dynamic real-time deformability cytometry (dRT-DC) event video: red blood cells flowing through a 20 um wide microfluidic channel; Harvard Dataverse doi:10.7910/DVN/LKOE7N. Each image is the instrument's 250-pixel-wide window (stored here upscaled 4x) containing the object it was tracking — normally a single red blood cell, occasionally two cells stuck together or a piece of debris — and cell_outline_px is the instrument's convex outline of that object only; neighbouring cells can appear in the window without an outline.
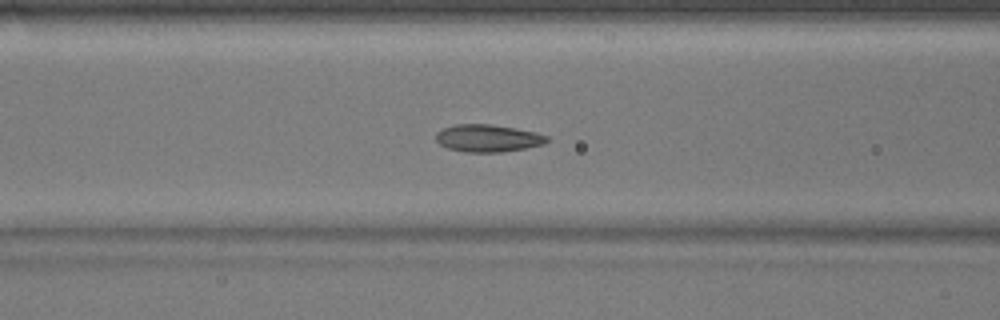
{"species": "common noctule bat (a hibernating species)", "species_latin": "Nyctalus noctula", "temperature_condition": "warm", "stored_images_in_passage": 50, "camera_frame_rate_fps": 3000, "um_per_image_px": 0.085, "animal": {"sex": "male", "body_mass_g": 17.9}, "frame": {"image": 1, "passage_image": 19, "time_ms": 6.0, "image_size_px": [1000, 320], "cell_outline_px": [[548, 140], [544, 144], [524, 148], [500, 152], [464, 152], [448, 148], [440, 144], [436, 140], [436, 132], [444, 128], [456, 124], [488, 124], [536, 132], [548, 136]], "centroid_in_image_um": [41.45, 11.75], "position_along_channel_um": 125.2, "area_um2": 17.51}}
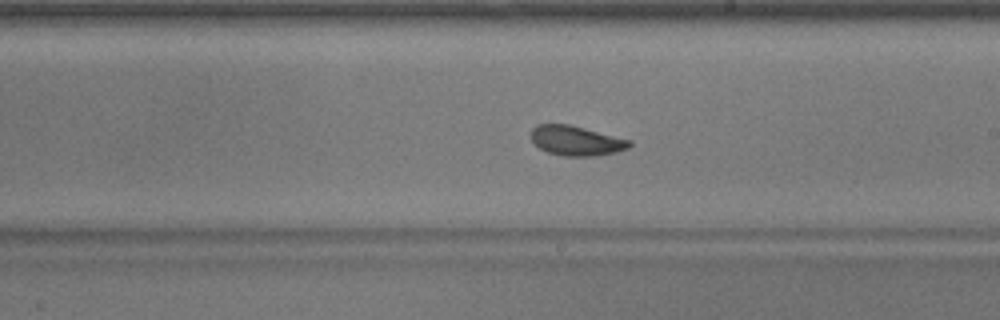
{"frame": {"image": 2, "passage_image": 28, "time_ms": 9.0, "image_size_px": [1000, 320], "cell_outline_px": [[632, 144], [628, 148], [616, 152], [596, 156], [564, 156], [548, 152], [540, 148], [532, 140], [532, 128], [536, 124], [568, 124], [632, 140]], "centroid_in_image_um": [49.0, 11.96], "position_along_channel_um": 240.0, "area_um2": 16.99}}
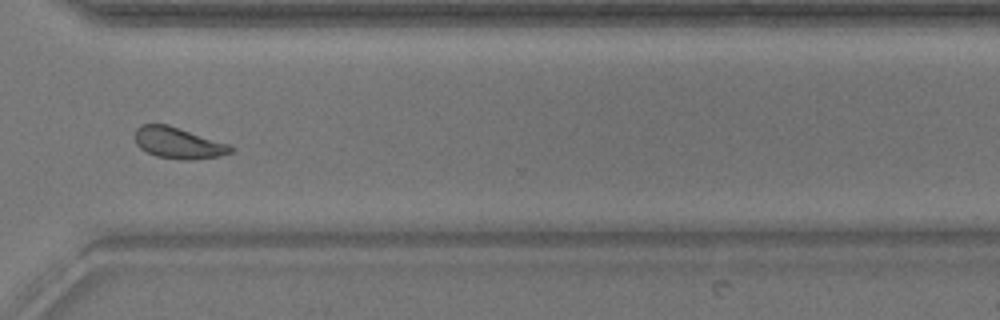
{"frame": {"image": 3, "passage_image": 37, "time_ms": 12.0, "image_size_px": [1000, 320], "cell_outline_px": [[236, 148], [232, 152], [220, 156], [192, 160], [180, 160], [156, 156], [140, 148], [136, 144], [136, 128], [140, 124], [168, 124], [228, 144]], "centroid_in_image_um": [15.16, 12.16], "position_along_channel_um": 355.4, "area_um2": 17.46}, "authors_computed_cell_mechanics": {"area_um2": 17.9758, "velocity_mm_per_s": 3.8355, "shape_relaxation_time_tau1_ms": 2.9778, "shape_relaxation_time_tau2_ms": 1.4771, "deformation_change_tau1": 0.1118, "deformation_change_tau2": 0.0786}}